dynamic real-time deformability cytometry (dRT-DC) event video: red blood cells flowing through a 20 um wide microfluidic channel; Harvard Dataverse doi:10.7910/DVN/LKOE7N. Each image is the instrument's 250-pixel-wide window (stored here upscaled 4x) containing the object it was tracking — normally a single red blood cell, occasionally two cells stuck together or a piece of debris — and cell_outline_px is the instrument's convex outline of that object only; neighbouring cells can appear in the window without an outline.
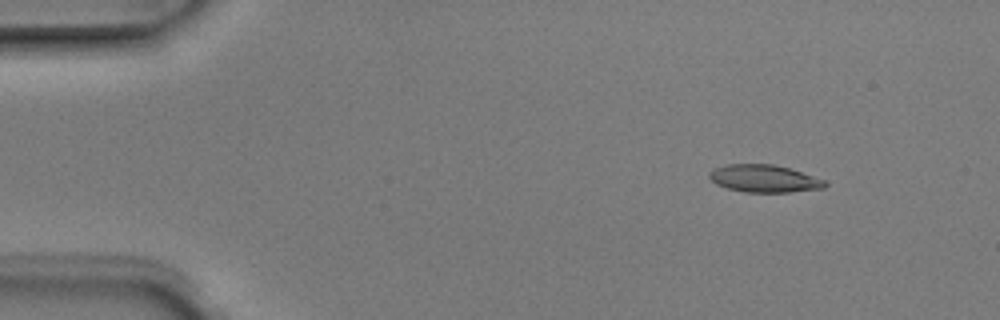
{"species": "Egyptian fruit bat (a non-hibernating species)", "species_latin": "Rousettus aegyptiacus", "temperature_condition": "room temperature", "stored_images_in_passage": 6, "camera_frame_rate_fps": 3000, "um_per_image_px": 0.085, "animal": {"sex": "male"}, "frame": {"image": 1, "passage_image": 2, "time_ms": 0.333, "image_size_px": [1000, 320], "cell_outline_px": [[828, 184], [824, 188], [788, 192], [744, 192], [728, 188], [716, 184], [708, 176], [708, 172], [712, 168], [728, 164], [772, 164], [788, 168], [824, 180]], "centroid_in_image_um": [64.9, 15.17], "position_along_channel_um": 20.1, "area_um2": 18.38}}
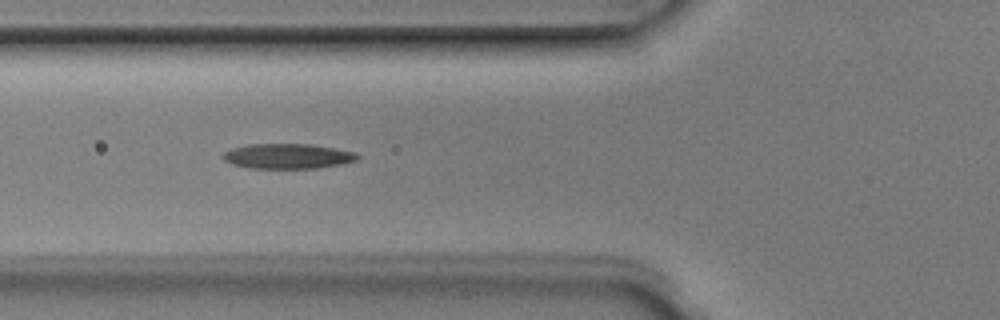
{"frame": {"image": 2, "passage_image": 5, "time_ms": 1.333, "image_size_px": [1000, 320], "cell_outline_px": [[360, 156], [356, 160], [340, 164], [320, 168], [248, 168], [232, 164], [224, 160], [224, 152], [232, 148], [248, 144], [308, 144], [336, 148], [356, 152]], "centroid_in_image_um": [24.47, 13.27], "position_along_channel_um": 101.3, "area_um2": 19.59}}
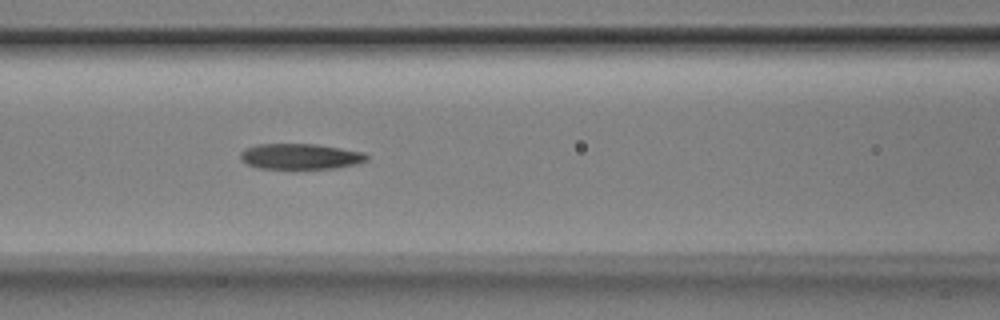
{"frame": {"image": 3, "passage_image": 6, "time_ms": 1.667, "image_size_px": [1000, 320], "cell_outline_px": [[368, 160], [360, 164], [336, 168], [260, 168], [244, 164], [240, 160], [240, 152], [244, 148], [256, 144], [316, 144], [364, 152], [368, 156]], "centroid_in_image_um": [25.52, 13.29], "position_along_channel_um": 141.1, "area_um2": 19.07}}